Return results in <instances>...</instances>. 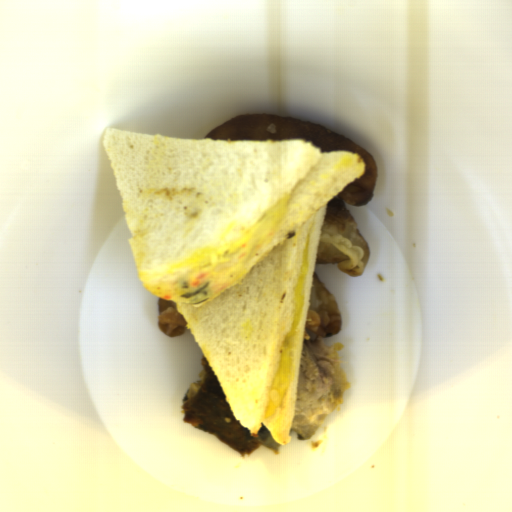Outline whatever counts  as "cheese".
I'll use <instances>...</instances> for the list:
<instances>
[{
    "label": "cheese",
    "mask_w": 512,
    "mask_h": 512,
    "mask_svg": "<svg viewBox=\"0 0 512 512\" xmlns=\"http://www.w3.org/2000/svg\"><path fill=\"white\" fill-rule=\"evenodd\" d=\"M309 271L308 239L302 259L300 276L294 292L291 328L284 337L263 420L272 419L288 393L297 333L304 309L305 283Z\"/></svg>",
    "instance_id": "obj_1"
}]
</instances>
